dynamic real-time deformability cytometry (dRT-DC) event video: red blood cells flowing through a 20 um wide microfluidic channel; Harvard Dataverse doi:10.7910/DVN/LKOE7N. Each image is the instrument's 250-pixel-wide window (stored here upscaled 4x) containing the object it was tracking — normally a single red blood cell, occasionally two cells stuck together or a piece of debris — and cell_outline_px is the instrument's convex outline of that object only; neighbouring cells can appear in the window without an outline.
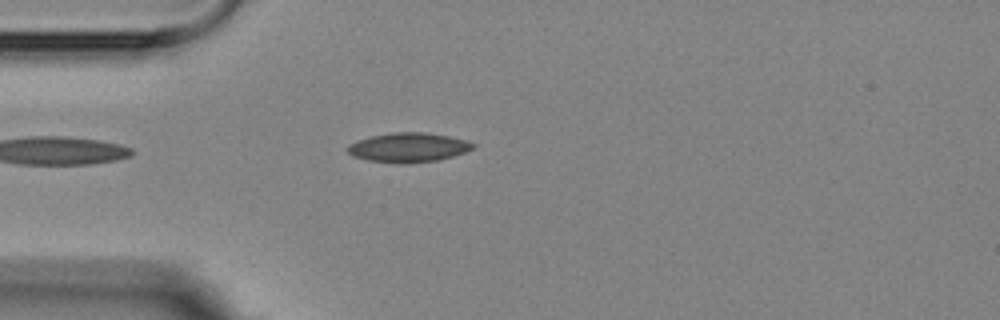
{"species": "Egyptian fruit bat (a non-hibernating species)", "species_latin": "Rousettus aegyptiacus", "temperature_condition": "room temperature", "stored_images_in_passage": 6, "camera_frame_rate_fps": 3000, "um_per_image_px": 0.085, "animal": {"sex": "female"}, "frame": {"image": 1, "passage_image": 5, "time_ms": 4.667, "image_size_px": [1000, 320], "cell_outline_px": [[476, 148], [452, 156], [436, 160], [400, 164], [368, 160], [352, 156], [348, 152], [348, 144], [372, 136], [392, 132], [424, 132], [448, 136], [464, 140], [476, 144]], "centroid_in_image_um": [34.71, 12.53], "position_along_channel_um": 50.3, "area_um2": 21.27}}